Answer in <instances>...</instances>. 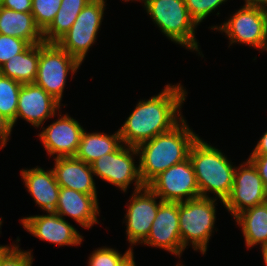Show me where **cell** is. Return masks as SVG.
Listing matches in <instances>:
<instances>
[{
    "label": "cell",
    "instance_id": "6da1fadb",
    "mask_svg": "<svg viewBox=\"0 0 267 266\" xmlns=\"http://www.w3.org/2000/svg\"><path fill=\"white\" fill-rule=\"evenodd\" d=\"M188 97L187 88L167 83L157 94L137 101L136 106L118 128L121 142L137 147L177 126L184 118L182 108Z\"/></svg>",
    "mask_w": 267,
    "mask_h": 266
},
{
    "label": "cell",
    "instance_id": "7a4b0ae2",
    "mask_svg": "<svg viewBox=\"0 0 267 266\" xmlns=\"http://www.w3.org/2000/svg\"><path fill=\"white\" fill-rule=\"evenodd\" d=\"M199 137L186 117L172 130L139 144V172L147 186L161 172L189 158L192 144Z\"/></svg>",
    "mask_w": 267,
    "mask_h": 266
},
{
    "label": "cell",
    "instance_id": "3957f363",
    "mask_svg": "<svg viewBox=\"0 0 267 266\" xmlns=\"http://www.w3.org/2000/svg\"><path fill=\"white\" fill-rule=\"evenodd\" d=\"M207 142L199 136L189 151L200 196L225 202L233 187L236 165L222 149Z\"/></svg>",
    "mask_w": 267,
    "mask_h": 266
},
{
    "label": "cell",
    "instance_id": "277c9868",
    "mask_svg": "<svg viewBox=\"0 0 267 266\" xmlns=\"http://www.w3.org/2000/svg\"><path fill=\"white\" fill-rule=\"evenodd\" d=\"M140 3L163 36L204 58L196 38L198 27L191 20L184 0H142Z\"/></svg>",
    "mask_w": 267,
    "mask_h": 266
},
{
    "label": "cell",
    "instance_id": "5b68a950",
    "mask_svg": "<svg viewBox=\"0 0 267 266\" xmlns=\"http://www.w3.org/2000/svg\"><path fill=\"white\" fill-rule=\"evenodd\" d=\"M217 200L200 196L179 202V229L184 250L191 246L193 251L200 252L202 256L207 254L209 241L218 231L215 227L216 206L221 203L224 207V202Z\"/></svg>",
    "mask_w": 267,
    "mask_h": 266
},
{
    "label": "cell",
    "instance_id": "8992f818",
    "mask_svg": "<svg viewBox=\"0 0 267 266\" xmlns=\"http://www.w3.org/2000/svg\"><path fill=\"white\" fill-rule=\"evenodd\" d=\"M231 13L225 17L226 21L208 29L225 35L229 40L228 48L234 44H245L267 53V10L243 4Z\"/></svg>",
    "mask_w": 267,
    "mask_h": 266
},
{
    "label": "cell",
    "instance_id": "52a82bcc",
    "mask_svg": "<svg viewBox=\"0 0 267 266\" xmlns=\"http://www.w3.org/2000/svg\"><path fill=\"white\" fill-rule=\"evenodd\" d=\"M81 63L62 49L57 43H39V62L35 84L43 88L63 107L64 90L81 67Z\"/></svg>",
    "mask_w": 267,
    "mask_h": 266
},
{
    "label": "cell",
    "instance_id": "ba28073f",
    "mask_svg": "<svg viewBox=\"0 0 267 266\" xmlns=\"http://www.w3.org/2000/svg\"><path fill=\"white\" fill-rule=\"evenodd\" d=\"M138 156L136 147L122 143L114 152L104 154L90 165L96 179L99 178L126 194L132 184L133 191L145 187L140 177Z\"/></svg>",
    "mask_w": 267,
    "mask_h": 266
},
{
    "label": "cell",
    "instance_id": "9c48e42d",
    "mask_svg": "<svg viewBox=\"0 0 267 266\" xmlns=\"http://www.w3.org/2000/svg\"><path fill=\"white\" fill-rule=\"evenodd\" d=\"M107 0H91L77 16L72 27L56 42L62 49L84 62L91 47L96 44Z\"/></svg>",
    "mask_w": 267,
    "mask_h": 266
},
{
    "label": "cell",
    "instance_id": "30bf717a",
    "mask_svg": "<svg viewBox=\"0 0 267 266\" xmlns=\"http://www.w3.org/2000/svg\"><path fill=\"white\" fill-rule=\"evenodd\" d=\"M161 202L148 186L132 191L122 222L126 226V241L132 250L147 239Z\"/></svg>",
    "mask_w": 267,
    "mask_h": 266
},
{
    "label": "cell",
    "instance_id": "8fae6325",
    "mask_svg": "<svg viewBox=\"0 0 267 266\" xmlns=\"http://www.w3.org/2000/svg\"><path fill=\"white\" fill-rule=\"evenodd\" d=\"M267 202V189L253 163L247 158L236 166L233 187L224 208L234 218L240 212Z\"/></svg>",
    "mask_w": 267,
    "mask_h": 266
},
{
    "label": "cell",
    "instance_id": "7c38bea8",
    "mask_svg": "<svg viewBox=\"0 0 267 266\" xmlns=\"http://www.w3.org/2000/svg\"><path fill=\"white\" fill-rule=\"evenodd\" d=\"M48 126H42L37 134L40 143L48 156L74 157L80 143L84 127L80 122L70 116V113L62 114L60 109Z\"/></svg>",
    "mask_w": 267,
    "mask_h": 266
},
{
    "label": "cell",
    "instance_id": "4fadbf2b",
    "mask_svg": "<svg viewBox=\"0 0 267 266\" xmlns=\"http://www.w3.org/2000/svg\"><path fill=\"white\" fill-rule=\"evenodd\" d=\"M162 201L183 202L200 197L191 160L169 167L147 185Z\"/></svg>",
    "mask_w": 267,
    "mask_h": 266
},
{
    "label": "cell",
    "instance_id": "5bb4252c",
    "mask_svg": "<svg viewBox=\"0 0 267 266\" xmlns=\"http://www.w3.org/2000/svg\"><path fill=\"white\" fill-rule=\"evenodd\" d=\"M19 220L30 235L51 245L77 247L85 240L74 225L55 212L30 215Z\"/></svg>",
    "mask_w": 267,
    "mask_h": 266
},
{
    "label": "cell",
    "instance_id": "9a60e30c",
    "mask_svg": "<svg viewBox=\"0 0 267 266\" xmlns=\"http://www.w3.org/2000/svg\"><path fill=\"white\" fill-rule=\"evenodd\" d=\"M142 245L171 253L175 258H179L176 266H185L180 260L185 250L179 229V202H161L149 235Z\"/></svg>",
    "mask_w": 267,
    "mask_h": 266
},
{
    "label": "cell",
    "instance_id": "2e32d148",
    "mask_svg": "<svg viewBox=\"0 0 267 266\" xmlns=\"http://www.w3.org/2000/svg\"><path fill=\"white\" fill-rule=\"evenodd\" d=\"M62 109V105L35 83L22 84L18 97L16 124L22 119L34 129L41 128L44 123Z\"/></svg>",
    "mask_w": 267,
    "mask_h": 266
},
{
    "label": "cell",
    "instance_id": "e0dca14e",
    "mask_svg": "<svg viewBox=\"0 0 267 266\" xmlns=\"http://www.w3.org/2000/svg\"><path fill=\"white\" fill-rule=\"evenodd\" d=\"M101 208L97 195L78 192L73 189L60 187L57 207L54 211L59 216L70 217L83 229H91L101 224L98 218Z\"/></svg>",
    "mask_w": 267,
    "mask_h": 266
},
{
    "label": "cell",
    "instance_id": "ac0fdd59",
    "mask_svg": "<svg viewBox=\"0 0 267 266\" xmlns=\"http://www.w3.org/2000/svg\"><path fill=\"white\" fill-rule=\"evenodd\" d=\"M20 176L29 195L32 196L35 205L44 213L54 212L57 207V201L60 186L56 182L53 169H44V167L35 166L20 170Z\"/></svg>",
    "mask_w": 267,
    "mask_h": 266
},
{
    "label": "cell",
    "instance_id": "d6986e66",
    "mask_svg": "<svg viewBox=\"0 0 267 266\" xmlns=\"http://www.w3.org/2000/svg\"><path fill=\"white\" fill-rule=\"evenodd\" d=\"M52 166L60 187L90 195H98L91 165L75 157L54 158Z\"/></svg>",
    "mask_w": 267,
    "mask_h": 266
},
{
    "label": "cell",
    "instance_id": "ffe728a7",
    "mask_svg": "<svg viewBox=\"0 0 267 266\" xmlns=\"http://www.w3.org/2000/svg\"><path fill=\"white\" fill-rule=\"evenodd\" d=\"M0 34L24 39L29 44L44 42L43 32L31 12H16L1 6Z\"/></svg>",
    "mask_w": 267,
    "mask_h": 266
},
{
    "label": "cell",
    "instance_id": "44dd1931",
    "mask_svg": "<svg viewBox=\"0 0 267 266\" xmlns=\"http://www.w3.org/2000/svg\"><path fill=\"white\" fill-rule=\"evenodd\" d=\"M233 219L240 227L246 249L267 244V202L248 208Z\"/></svg>",
    "mask_w": 267,
    "mask_h": 266
},
{
    "label": "cell",
    "instance_id": "7402d4cb",
    "mask_svg": "<svg viewBox=\"0 0 267 266\" xmlns=\"http://www.w3.org/2000/svg\"><path fill=\"white\" fill-rule=\"evenodd\" d=\"M121 144L119 130H116L113 134H108L104 133V131L89 133L88 130L84 129L74 157L87 164H91L104 154L114 152Z\"/></svg>",
    "mask_w": 267,
    "mask_h": 266
},
{
    "label": "cell",
    "instance_id": "603a6c76",
    "mask_svg": "<svg viewBox=\"0 0 267 266\" xmlns=\"http://www.w3.org/2000/svg\"><path fill=\"white\" fill-rule=\"evenodd\" d=\"M39 62V44H30L0 67V74L22 84L34 83Z\"/></svg>",
    "mask_w": 267,
    "mask_h": 266
},
{
    "label": "cell",
    "instance_id": "cb8c5ba5",
    "mask_svg": "<svg viewBox=\"0 0 267 266\" xmlns=\"http://www.w3.org/2000/svg\"><path fill=\"white\" fill-rule=\"evenodd\" d=\"M91 0H62L51 24L43 31L44 42L56 43L73 25Z\"/></svg>",
    "mask_w": 267,
    "mask_h": 266
},
{
    "label": "cell",
    "instance_id": "d4e9b609",
    "mask_svg": "<svg viewBox=\"0 0 267 266\" xmlns=\"http://www.w3.org/2000/svg\"><path fill=\"white\" fill-rule=\"evenodd\" d=\"M22 83L0 74V113L16 126L18 97Z\"/></svg>",
    "mask_w": 267,
    "mask_h": 266
},
{
    "label": "cell",
    "instance_id": "484cf974",
    "mask_svg": "<svg viewBox=\"0 0 267 266\" xmlns=\"http://www.w3.org/2000/svg\"><path fill=\"white\" fill-rule=\"evenodd\" d=\"M130 247L122 254L116 247L101 246L95 248L87 259L88 266H122L132 255Z\"/></svg>",
    "mask_w": 267,
    "mask_h": 266
},
{
    "label": "cell",
    "instance_id": "4316f807",
    "mask_svg": "<svg viewBox=\"0 0 267 266\" xmlns=\"http://www.w3.org/2000/svg\"><path fill=\"white\" fill-rule=\"evenodd\" d=\"M187 9L191 15V20L198 27L201 25L210 14L214 13L216 10V16L219 17V9L221 5H225L229 0H184Z\"/></svg>",
    "mask_w": 267,
    "mask_h": 266
},
{
    "label": "cell",
    "instance_id": "83f0119b",
    "mask_svg": "<svg viewBox=\"0 0 267 266\" xmlns=\"http://www.w3.org/2000/svg\"><path fill=\"white\" fill-rule=\"evenodd\" d=\"M62 0H32V14L37 26L43 32L53 21Z\"/></svg>",
    "mask_w": 267,
    "mask_h": 266
},
{
    "label": "cell",
    "instance_id": "f1b7e54d",
    "mask_svg": "<svg viewBox=\"0 0 267 266\" xmlns=\"http://www.w3.org/2000/svg\"><path fill=\"white\" fill-rule=\"evenodd\" d=\"M29 45L24 39L0 34V67L12 56L23 52Z\"/></svg>",
    "mask_w": 267,
    "mask_h": 266
},
{
    "label": "cell",
    "instance_id": "f546056e",
    "mask_svg": "<svg viewBox=\"0 0 267 266\" xmlns=\"http://www.w3.org/2000/svg\"><path fill=\"white\" fill-rule=\"evenodd\" d=\"M33 249L23 250L18 243L3 259L0 266H32Z\"/></svg>",
    "mask_w": 267,
    "mask_h": 266
},
{
    "label": "cell",
    "instance_id": "4dcf8cb0",
    "mask_svg": "<svg viewBox=\"0 0 267 266\" xmlns=\"http://www.w3.org/2000/svg\"><path fill=\"white\" fill-rule=\"evenodd\" d=\"M0 6L16 12H32V0H2Z\"/></svg>",
    "mask_w": 267,
    "mask_h": 266
},
{
    "label": "cell",
    "instance_id": "1f68e13d",
    "mask_svg": "<svg viewBox=\"0 0 267 266\" xmlns=\"http://www.w3.org/2000/svg\"><path fill=\"white\" fill-rule=\"evenodd\" d=\"M248 159L256 167L267 189V155H249Z\"/></svg>",
    "mask_w": 267,
    "mask_h": 266
},
{
    "label": "cell",
    "instance_id": "d6a6232c",
    "mask_svg": "<svg viewBox=\"0 0 267 266\" xmlns=\"http://www.w3.org/2000/svg\"><path fill=\"white\" fill-rule=\"evenodd\" d=\"M12 123L0 113V149L2 150L11 139Z\"/></svg>",
    "mask_w": 267,
    "mask_h": 266
},
{
    "label": "cell",
    "instance_id": "836d02e7",
    "mask_svg": "<svg viewBox=\"0 0 267 266\" xmlns=\"http://www.w3.org/2000/svg\"><path fill=\"white\" fill-rule=\"evenodd\" d=\"M250 155H267V130L258 139Z\"/></svg>",
    "mask_w": 267,
    "mask_h": 266
},
{
    "label": "cell",
    "instance_id": "e575fe53",
    "mask_svg": "<svg viewBox=\"0 0 267 266\" xmlns=\"http://www.w3.org/2000/svg\"><path fill=\"white\" fill-rule=\"evenodd\" d=\"M20 239L21 238L18 236L11 245L10 243L8 245L0 244V264L2 259L19 243Z\"/></svg>",
    "mask_w": 267,
    "mask_h": 266
},
{
    "label": "cell",
    "instance_id": "d590c367",
    "mask_svg": "<svg viewBox=\"0 0 267 266\" xmlns=\"http://www.w3.org/2000/svg\"><path fill=\"white\" fill-rule=\"evenodd\" d=\"M245 5L267 10V0H243Z\"/></svg>",
    "mask_w": 267,
    "mask_h": 266
},
{
    "label": "cell",
    "instance_id": "8d00e7d4",
    "mask_svg": "<svg viewBox=\"0 0 267 266\" xmlns=\"http://www.w3.org/2000/svg\"><path fill=\"white\" fill-rule=\"evenodd\" d=\"M259 249H260L261 254H262L260 256H262V260H263L264 266H267V244L263 245Z\"/></svg>",
    "mask_w": 267,
    "mask_h": 266
},
{
    "label": "cell",
    "instance_id": "74e56055",
    "mask_svg": "<svg viewBox=\"0 0 267 266\" xmlns=\"http://www.w3.org/2000/svg\"><path fill=\"white\" fill-rule=\"evenodd\" d=\"M122 266H137L134 254Z\"/></svg>",
    "mask_w": 267,
    "mask_h": 266
},
{
    "label": "cell",
    "instance_id": "f35d334b",
    "mask_svg": "<svg viewBox=\"0 0 267 266\" xmlns=\"http://www.w3.org/2000/svg\"><path fill=\"white\" fill-rule=\"evenodd\" d=\"M122 1L128 4V2H130V1H131V2H136V1H137V2H141L142 0H121V2H122Z\"/></svg>",
    "mask_w": 267,
    "mask_h": 266
},
{
    "label": "cell",
    "instance_id": "ab89813d",
    "mask_svg": "<svg viewBox=\"0 0 267 266\" xmlns=\"http://www.w3.org/2000/svg\"><path fill=\"white\" fill-rule=\"evenodd\" d=\"M3 220H4V219H3L2 217H0V234L2 233L1 230H2V223H3Z\"/></svg>",
    "mask_w": 267,
    "mask_h": 266
}]
</instances>
